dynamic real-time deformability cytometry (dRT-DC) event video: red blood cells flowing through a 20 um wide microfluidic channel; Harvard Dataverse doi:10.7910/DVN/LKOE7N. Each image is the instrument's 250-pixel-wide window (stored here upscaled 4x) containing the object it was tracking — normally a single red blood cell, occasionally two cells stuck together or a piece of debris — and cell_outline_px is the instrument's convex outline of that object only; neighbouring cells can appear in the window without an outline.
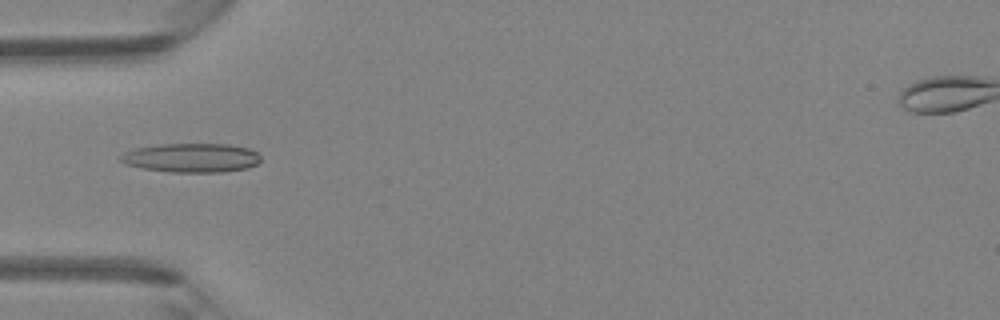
{"species": "Egyptian fruit bat (a non-hibernating species)", "species_latin": "Rousettus aegyptiacus", "temperature_condition": "room temperature", "stored_images_in_passage": 45, "camera_frame_rate_fps": 3000, "um_per_image_px": 0.085, "animal": {"sex": "female"}, "frame": {"image": 1, "passage_image": 14, "time_ms": 4.333, "image_size_px": [1000, 320], "cell_outline_px": [[260, 160], [256, 164], [248, 168], [224, 172], [172, 172], [140, 168], [124, 164], [116, 160], [124, 152], [136, 148], [160, 144], [228, 144], [248, 148], [256, 152], [260, 156]], "centroid_in_image_um": [16.23, 13.42], "position_along_channel_um": 68.8, "area_um2": 23.93}}
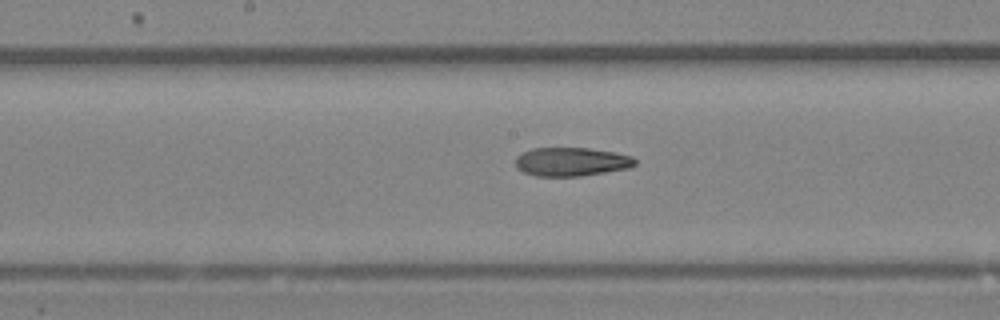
{"frame": {"image": 2, "passage_image": 23, "time_ms": 7.333, "image_size_px": [1000, 320], "cell_outline_px": [[636, 164], [628, 168], [580, 176], [536, 176], [524, 172], [516, 168], [516, 156], [532, 148], [588, 148], [612, 152], [632, 156], [636, 160]], "centroid_in_image_um": [48.55, 13.75], "position_along_channel_um": 199.7, "area_um2": 19.83}}
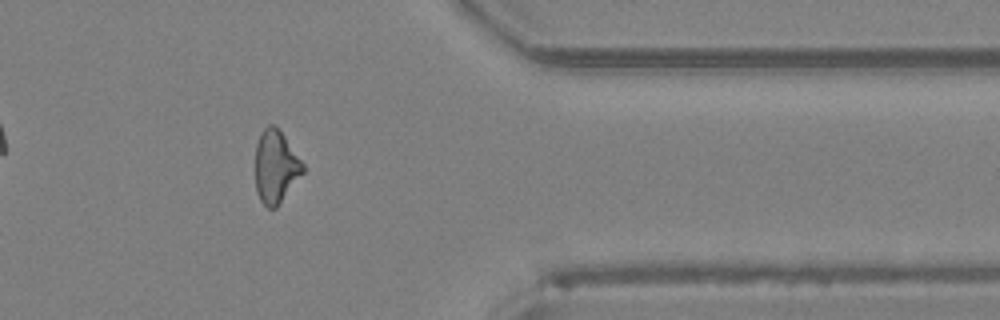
{"frame": {"image": 3, "passage_image": 37, "time_ms": 12.0, "image_size_px": [1000, 320], "cell_outline_px": [[304, 172], [276, 208], [268, 208], [260, 200], [256, 192], [256, 144], [264, 128], [268, 124], [272, 124], [284, 136], [304, 164]], "centroid_in_image_um": [23.43, 14.2], "position_along_channel_um": 388.0, "area_um2": 19.88}, "authors_computed_cell_mechanics": {"area_um2": 20.7502, "velocity_mm_per_s": 4.3761, "shape_relaxation_time_tau1_ms": null, "shape_relaxation_time_tau2_ms": 4.2216, "deformation_change_tau1": null, "deformation_change_tau2": 0.1416}}